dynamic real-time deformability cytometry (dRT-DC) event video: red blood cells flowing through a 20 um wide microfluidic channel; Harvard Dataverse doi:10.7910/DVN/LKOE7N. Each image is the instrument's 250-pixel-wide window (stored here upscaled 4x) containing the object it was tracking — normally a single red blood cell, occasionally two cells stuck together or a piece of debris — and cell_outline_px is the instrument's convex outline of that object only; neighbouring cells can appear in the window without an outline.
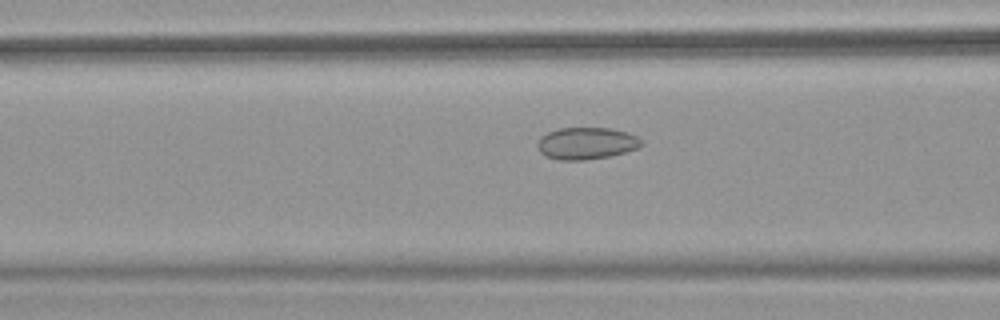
{"species": "common noctule bat (a hibernating species)", "species_latin": "Nyctalus noctula", "temperature_condition": "warm", "stored_images_in_passage": 39, "camera_frame_rate_fps": 3000, "um_per_image_px": 0.085, "animal": {"sex": "female", "body_mass_g": 18.4}, "frame": {"image": 1, "passage_image": 9, "time_ms": 2.667, "image_size_px": [1000, 320], "cell_outline_px": [[644, 144], [636, 148], [612, 156], [584, 160], [560, 160], [544, 156], [540, 152], [536, 144], [540, 136], [548, 132], [560, 128], [612, 128], [628, 132], [644, 140]], "centroid_in_image_um": [49.84, 12.18], "position_along_channel_um": 116.8, "area_um2": 19.59}}
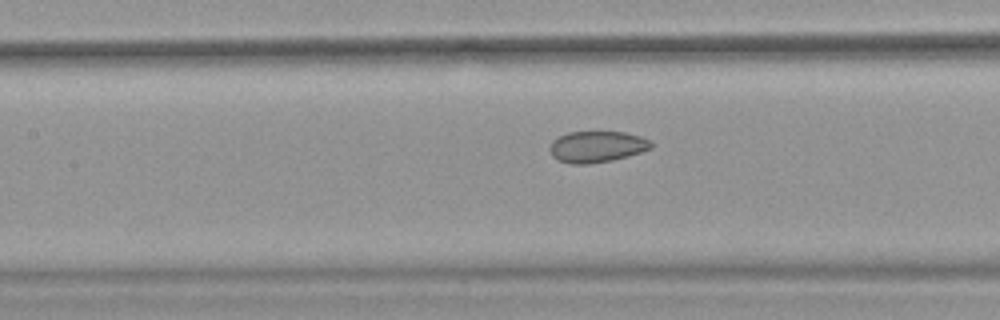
{"frame": {"image": 2, "passage_image": 12, "time_ms": 3.667, "image_size_px": [1000, 320], "cell_outline_px": [[652, 148], [628, 156], [612, 160], [588, 164], [572, 164], [560, 160], [552, 156], [548, 148], [552, 140], [568, 132], [624, 132], [640, 136], [648, 140], [652, 144]], "centroid_in_image_um": [50.71, 12.47], "position_along_channel_um": 156.7, "area_um2": 18.38}}
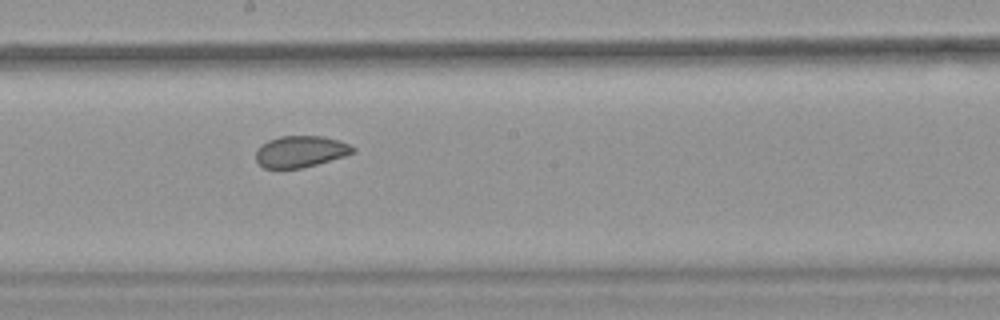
{"frame": {"image": 3, "passage_image": 17, "time_ms": 5.333, "image_size_px": [1000, 320], "cell_outline_px": [[356, 152], [344, 156], [316, 164], [300, 168], [264, 168], [256, 160], [256, 148], [260, 144], [268, 140], [280, 136], [324, 136], [348, 144], [356, 148]], "centroid_in_image_um": [25.52, 12.87], "position_along_channel_um": 222.7, "area_um2": 17.74}, "authors_computed_cell_mechanics": {"area_um2": 19.2474, "velocity_mm_per_s": 3.9886, "shape_relaxation_time_tau1_ms": null, "shape_relaxation_time_tau2_ms": 2.5977, "deformation_change_tau1": null, "deformation_change_tau2": 0.0668}}